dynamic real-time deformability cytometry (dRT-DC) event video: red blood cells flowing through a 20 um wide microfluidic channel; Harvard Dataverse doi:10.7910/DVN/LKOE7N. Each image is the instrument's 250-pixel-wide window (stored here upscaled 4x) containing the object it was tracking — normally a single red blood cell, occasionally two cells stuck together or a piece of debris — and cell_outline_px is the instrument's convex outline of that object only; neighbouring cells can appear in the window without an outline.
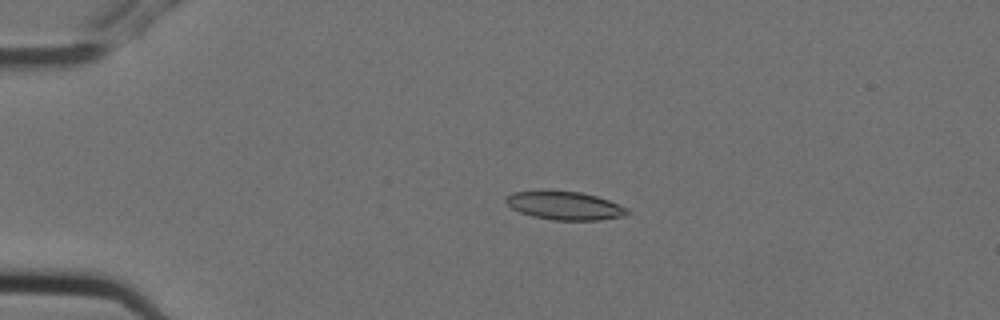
{"species": "Egyptian fruit bat (a non-hibernating species)", "species_latin": "Rousettus aegyptiacus", "temperature_condition": "cold", "stored_images_in_passage": 10, "camera_frame_rate_fps": 3000, "um_per_image_px": 0.085, "animal": {"sex": "female"}, "frame": {"image": 1, "passage_image": 3, "time_ms": 0.667, "image_size_px": [1000, 320], "cell_outline_px": [[632, 212], [624, 216], [600, 220], [552, 220], [532, 216], [520, 212], [512, 208], [504, 200], [504, 196], [512, 192], [580, 192], [596, 196], [608, 200], [628, 208]], "centroid_in_image_um": [48.03, 17.5], "position_along_channel_um": 37.0, "area_um2": 19.77}}
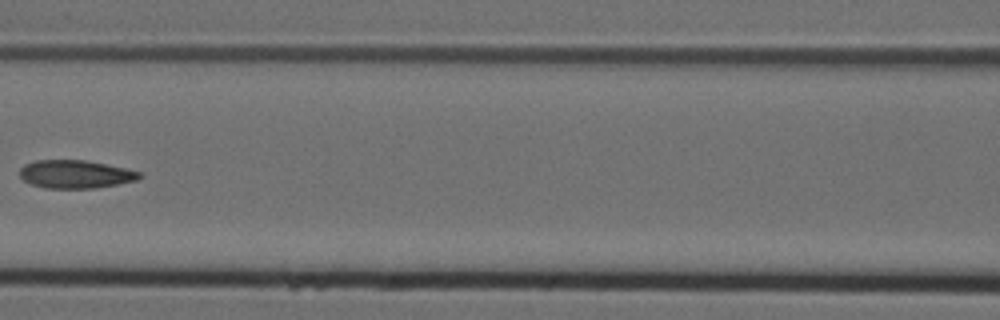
{"frame": {"image": 2, "passage_image": 7, "time_ms": 2.0, "image_size_px": [1000, 320], "cell_outline_px": [[144, 176], [136, 180], [96, 188], [48, 188], [32, 184], [24, 180], [20, 176], [20, 168], [24, 164], [36, 160], [84, 160], [124, 168], [140, 172]], "centroid_in_image_um": [6.4, 14.8], "position_along_channel_um": 160.2, "area_um2": 19.42}}
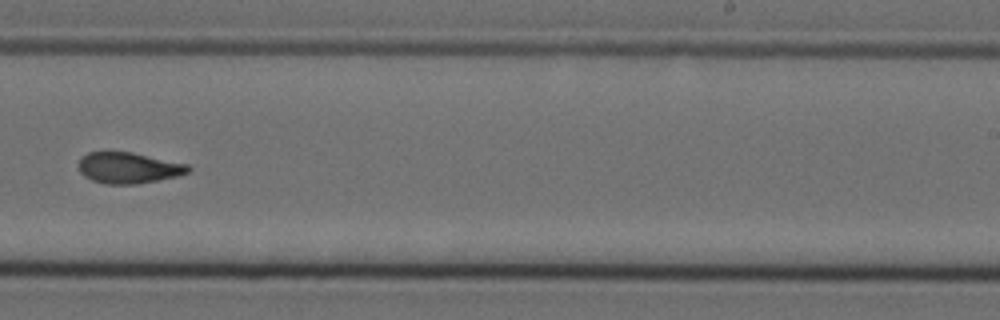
{"frame": {"image": 3, "passage_image": 10, "time_ms": 3.0, "image_size_px": [1000, 320], "cell_outline_px": [[192, 168], [188, 172], [176, 176], [136, 184], [104, 184], [92, 180], [84, 176], [80, 172], [76, 164], [88, 152], [132, 152], [188, 164]], "centroid_in_image_um": [10.9, 14.27], "position_along_channel_um": 278.1, "area_um2": 19.77}}